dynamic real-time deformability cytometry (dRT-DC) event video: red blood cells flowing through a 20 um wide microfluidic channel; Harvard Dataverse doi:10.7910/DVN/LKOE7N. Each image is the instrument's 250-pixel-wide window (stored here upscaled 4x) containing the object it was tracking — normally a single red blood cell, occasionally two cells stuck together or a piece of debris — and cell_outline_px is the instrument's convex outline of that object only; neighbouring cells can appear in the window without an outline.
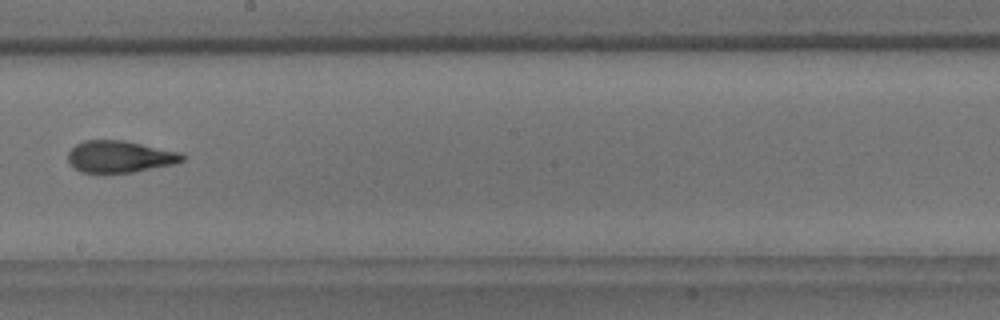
{"species": "common noctule bat (a hibernating species)", "species_latin": "Nyctalus noctula", "temperature_condition": "room temperature", "stored_images_in_passage": 9, "camera_frame_rate_fps": 3000, "um_per_image_px": 0.085, "animal": {"sex": "male", "body_mass_g": 18.8}, "frame": {"image": 1, "passage_image": 9, "time_ms": 10.667, "image_size_px": [1000, 320], "cell_outline_px": [[188, 156], [184, 160], [176, 164], [132, 172], [80, 172], [68, 160], [68, 152], [76, 144], [84, 140], [124, 140], [180, 152]], "centroid_in_image_um": [10.23, 13.3], "position_along_channel_um": 238.0, "area_um2": 21.15}}